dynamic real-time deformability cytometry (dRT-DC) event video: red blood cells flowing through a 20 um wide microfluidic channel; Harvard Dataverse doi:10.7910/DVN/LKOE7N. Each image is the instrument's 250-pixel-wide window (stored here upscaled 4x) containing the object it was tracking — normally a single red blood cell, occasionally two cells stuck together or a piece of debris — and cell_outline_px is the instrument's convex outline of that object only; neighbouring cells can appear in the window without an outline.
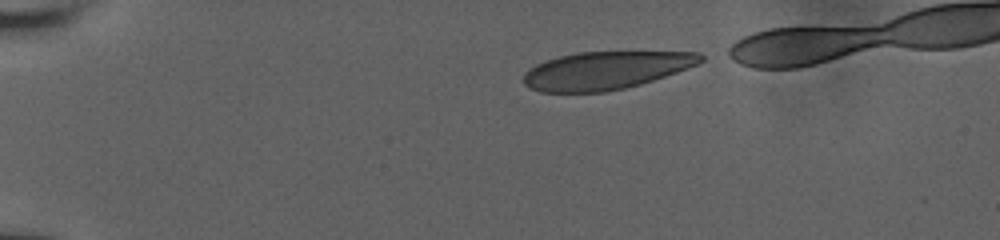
{"species": "human", "species_latin": "Homo sapiens", "temperature_condition": "room temperature", "stored_images_in_passage": 39, "camera_frame_rate_fps": 3000, "um_per_image_px": 0.085, "donor": {"sex": "male"}, "frame": {"image": 1, "passage_image": 1, "time_ms": 0.0, "image_size_px": [1000, 240], "cell_outline_px": [[704, 60], [688, 68], [640, 84], [624, 88], [604, 92], [540, 92], [524, 84], [524, 72], [528, 68], [544, 60], [576, 52], [700, 52], [704, 56]], "centroid_in_image_um": [51.46, 5.98], "position_along_channel_um": 33.5, "area_um2": 38.9}}
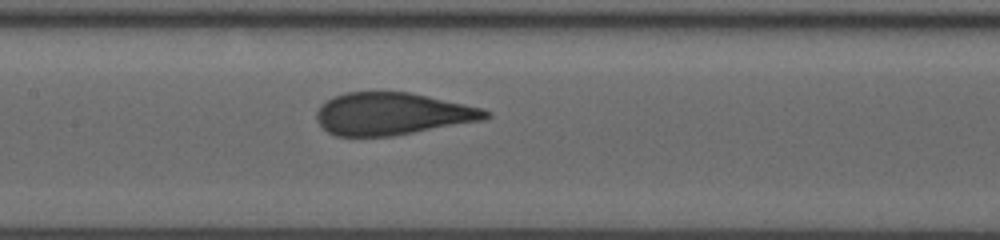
{"frame": {"image": 2, "passage_image": 18, "time_ms": 5.667, "image_size_px": [1000, 240], "cell_outline_px": [[492, 116], [484, 120], [392, 136], [336, 136], [328, 132], [316, 120], [316, 112], [320, 104], [332, 96], [344, 92], [408, 92], [428, 96], [464, 104], [480, 108], [492, 112]], "centroid_in_image_um": [33.32, 9.67], "position_along_channel_um": 174.1, "area_um2": 41.73}}
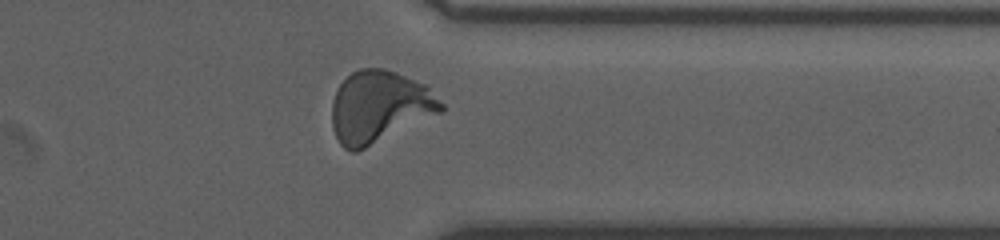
{"frame": {"image": 3, "passage_image": 34, "time_ms": 11.0, "image_size_px": [1000, 240], "cell_outline_px": [[444, 108], [440, 112], [356, 152], [352, 152], [344, 148], [340, 144], [332, 128], [332, 100], [340, 84], [352, 72], [360, 68], [384, 68], [396, 72], [428, 84], [444, 104]], "centroid_in_image_um": [32.25, 9.05], "position_along_channel_um": 379.2, "area_um2": 45.55}, "authors_computed_cell_mechanics": {"area_um2": 42.3096, "velocity_mm_per_s": 3.8909, "shape_relaxation_time_tau1_ms": 6.1164, "shape_relaxation_time_tau2_ms": null, "deformation_change_tau1": 0.2216, "deformation_change_tau2": null}}